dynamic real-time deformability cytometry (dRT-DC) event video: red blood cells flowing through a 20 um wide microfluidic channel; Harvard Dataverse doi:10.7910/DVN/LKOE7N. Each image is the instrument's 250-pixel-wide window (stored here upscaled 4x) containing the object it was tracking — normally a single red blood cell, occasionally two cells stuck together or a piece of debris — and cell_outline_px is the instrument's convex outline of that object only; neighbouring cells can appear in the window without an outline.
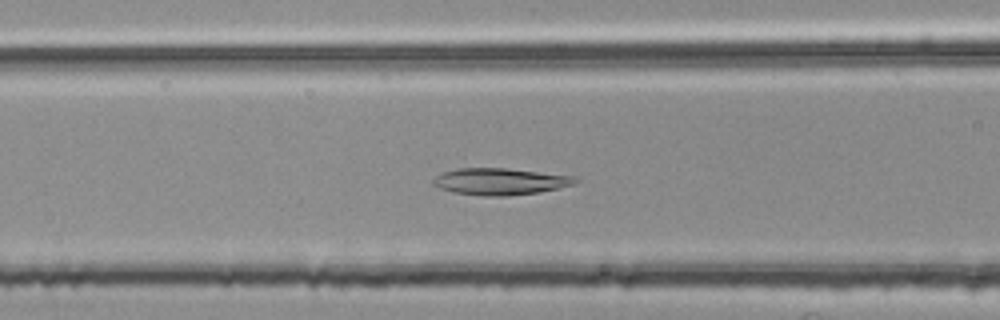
{"species": "common noctule bat (a hibernating species)", "species_latin": "Nyctalus noctula", "temperature_condition": "room temperature", "stored_images_in_passage": 38, "camera_frame_rate_fps": 3000, "um_per_image_px": 0.085, "animal": {"sex": "female", "body_mass_g": 25.1}, "frame": {"image": 1, "passage_image": 7, "time_ms": 2.0, "image_size_px": [1000, 320], "cell_outline_px": [[580, 180], [576, 184], [540, 192], [508, 196], [484, 196], [456, 192], [440, 188], [432, 184], [432, 180], [436, 176], [444, 172], [460, 168], [504, 168], [576, 176]], "centroid_in_image_um": [42.56, 15.43], "position_along_channel_um": 124.0, "area_um2": 22.08}}
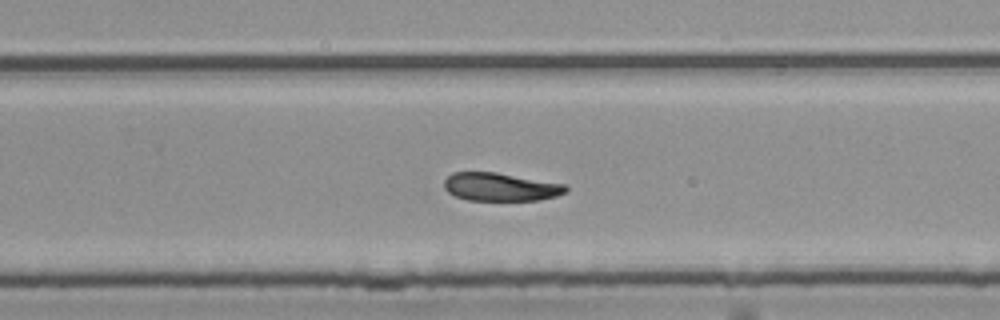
{"frame": {"image": 2, "passage_image": 20, "time_ms": 6.333, "image_size_px": [1000, 320], "cell_outline_px": [[568, 192], [556, 196], [540, 200], [468, 200], [456, 196], [448, 192], [444, 188], [444, 180], [452, 172], [496, 172], [564, 184], [568, 188]], "centroid_in_image_um": [42.54, 15.89], "position_along_channel_um": 287.3, "area_um2": 19.94}}
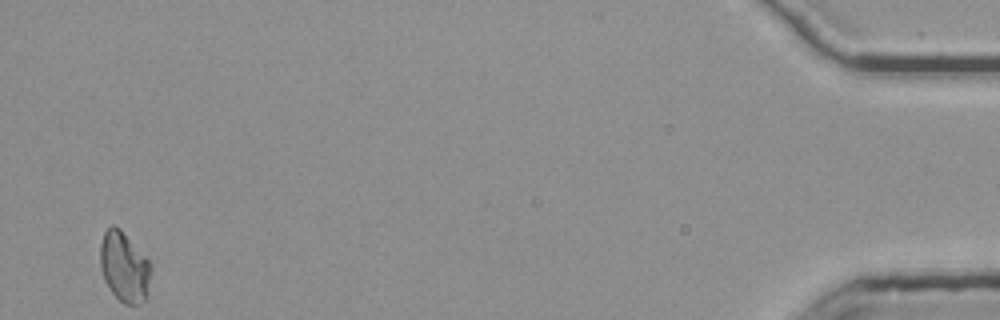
{"frame": {"image": 3, "passage_image": 38, "time_ms": 12.333, "image_size_px": [1000, 320], "cell_outline_px": [[152, 268], [148, 296], [144, 300], [136, 304], [124, 304], [112, 292], [104, 280], [100, 268], [100, 244], [104, 232], [112, 224], [120, 228], [152, 264]], "centroid_in_image_um": [10.57, 22.69], "position_along_channel_um": 424.6, "area_um2": 20.87}, "authors_computed_cell_mechanics": {"area_um2": 21.0392, "velocity_mm_per_s": 3.7756, "shape_relaxation_time_tau1_ms": 3.3573, "shape_relaxation_time_tau2_ms": 3.053, "deformation_change_tau1": 0.131, "deformation_change_tau2": 0.0678}}